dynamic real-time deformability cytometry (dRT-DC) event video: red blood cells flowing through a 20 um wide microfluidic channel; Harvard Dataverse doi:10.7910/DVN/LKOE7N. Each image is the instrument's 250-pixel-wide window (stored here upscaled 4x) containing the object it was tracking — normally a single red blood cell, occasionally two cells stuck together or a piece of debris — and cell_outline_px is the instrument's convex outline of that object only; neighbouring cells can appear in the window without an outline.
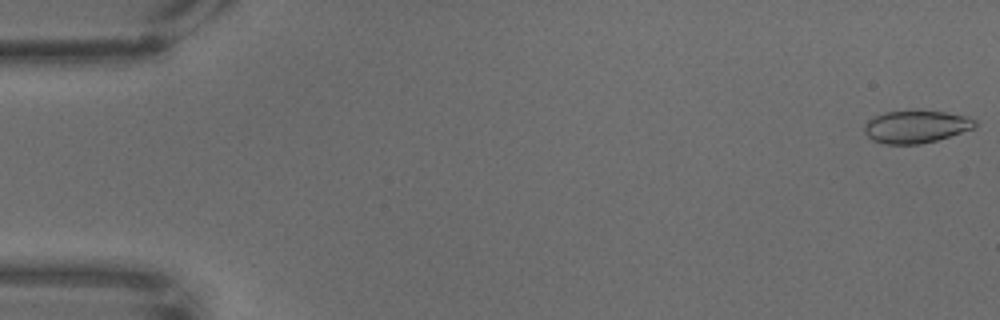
{"species": "common noctule bat (a hibernating species)", "species_latin": "Nyctalus noctula", "temperature_condition": "warm", "stored_images_in_passage": 68, "camera_frame_rate_fps": 3000, "um_per_image_px": 0.085, "animal": {"sex": "male", "body_mass_g": 18.8}, "frame": {"image": 1, "passage_image": 1, "time_ms": 0.0, "image_size_px": [1000, 320], "cell_outline_px": [[976, 124], [972, 128], [936, 140], [920, 144], [884, 144], [872, 140], [864, 132], [864, 124], [872, 116], [884, 112], [912, 108], [920, 108], [948, 112], [968, 116], [976, 120]], "centroid_in_image_um": [77.81, 10.71], "position_along_channel_um": 7.2, "area_um2": 21.68}}
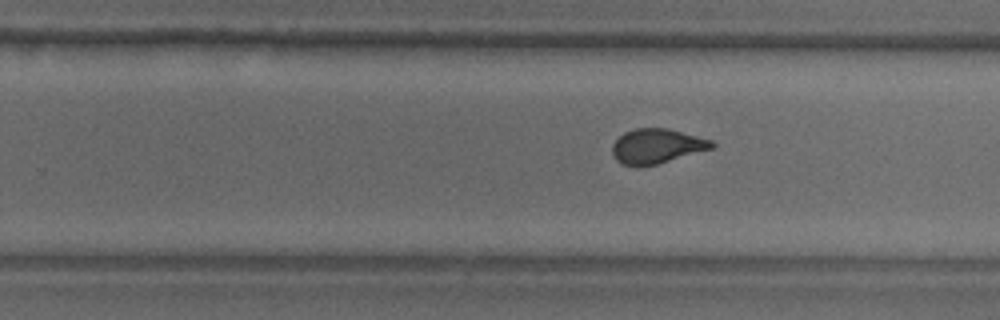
{"frame": {"image": 2, "passage_image": 43, "time_ms": 14.0, "image_size_px": [1000, 320], "cell_outline_px": [[716, 144], [712, 148], [656, 164], [640, 168], [636, 168], [620, 164], [616, 160], [612, 152], [612, 144], [624, 132], [636, 128], [668, 128], [712, 140]], "centroid_in_image_um": [55.77, 12.44], "position_along_channel_um": 274.0, "area_um2": 20.23}}
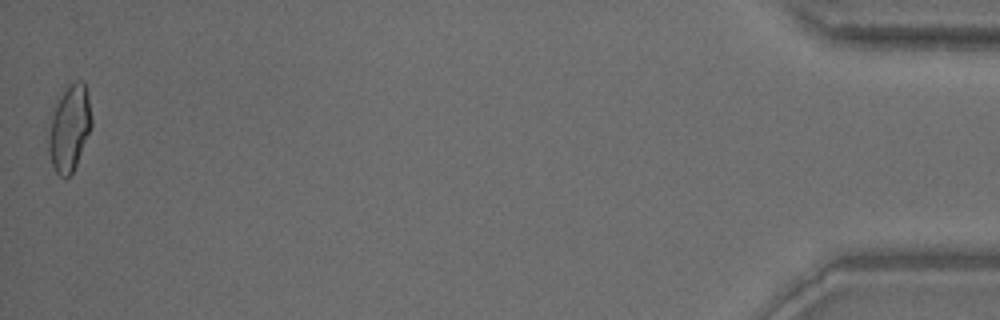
{"frame": {"image": 3, "passage_image": 68, "time_ms": 22.333, "image_size_px": [1000, 320], "cell_outline_px": [[92, 124], [76, 164], [72, 172], [68, 176], [60, 176], [56, 172], [52, 164], [48, 152], [48, 136], [52, 116], [56, 104], [60, 96], [68, 84], [76, 80], [80, 80], [84, 84], [88, 92], [92, 120]], "centroid_in_image_um": [5.9, 10.86], "position_along_channel_um": 429.3, "area_um2": 21.21}}